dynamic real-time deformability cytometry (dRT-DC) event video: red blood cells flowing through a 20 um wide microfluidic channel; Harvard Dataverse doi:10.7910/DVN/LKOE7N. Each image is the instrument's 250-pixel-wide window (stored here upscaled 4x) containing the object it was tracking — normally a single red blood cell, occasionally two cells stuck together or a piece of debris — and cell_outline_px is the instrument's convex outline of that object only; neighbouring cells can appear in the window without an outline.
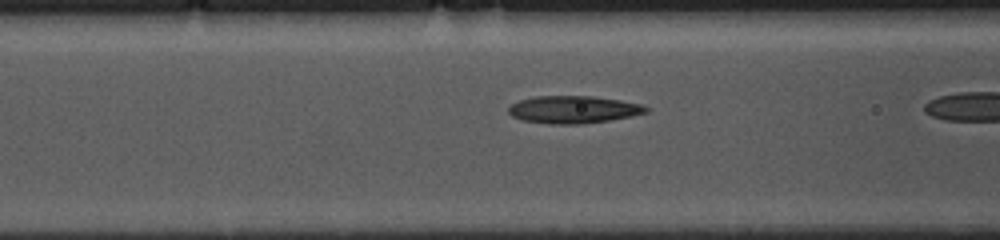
{"species": "common noctule bat (a hibernating species)", "species_latin": "Nyctalus noctula", "temperature_condition": "cold", "stored_images_in_passage": 18, "camera_frame_rate_fps": 3000, "um_per_image_px": 0.085, "animal": {"sex": "female", "body_mass_g": 10.0, "forearm_length_mm": 53.1}, "frame": {"image": 1, "passage_image": 16, "time_ms": 5.0, "image_size_px": [1000, 240], "cell_outline_px": [[648, 112], [632, 116], [608, 120], [580, 124], [548, 124], [524, 120], [512, 116], [508, 112], [508, 108], [512, 104], [520, 100], [532, 96], [592, 96], [620, 100], [640, 104], [648, 108]], "centroid_in_image_um": [48.72, 9.31], "position_along_channel_um": 117.9, "area_um2": 21.91}}